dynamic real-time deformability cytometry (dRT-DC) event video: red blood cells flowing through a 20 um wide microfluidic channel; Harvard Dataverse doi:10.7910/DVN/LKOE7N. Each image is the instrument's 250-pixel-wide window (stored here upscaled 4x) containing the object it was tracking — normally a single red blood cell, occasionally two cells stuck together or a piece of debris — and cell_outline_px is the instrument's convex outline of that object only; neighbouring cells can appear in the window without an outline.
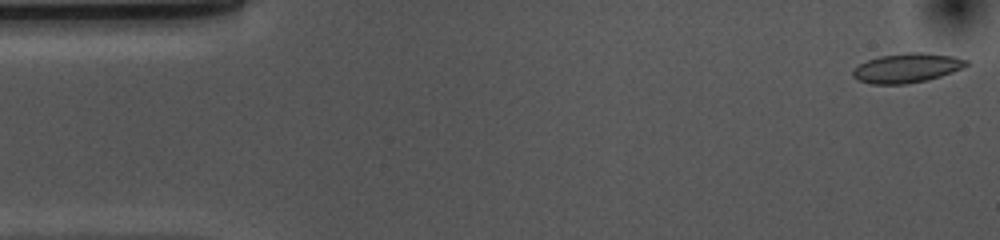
{"species": "common noctule bat (a hibernating species)", "species_latin": "Nyctalus noctula", "temperature_condition": "cold", "stored_images_in_passage": 53, "camera_frame_rate_fps": 3000, "um_per_image_px": 0.085, "animal": {"sex": "female", "body_mass_g": 10.0, "forearm_length_mm": 53.1}, "frame": {"image": 1, "passage_image": 1, "time_ms": 0.0, "image_size_px": [1000, 240], "cell_outline_px": [[968, 64], [964, 68], [940, 76], [924, 80], [904, 84], [872, 84], [860, 80], [852, 76], [852, 72], [860, 64], [868, 60], [880, 56], [908, 52], [924, 52], [952, 56], [968, 60]], "centroid_in_image_um": [77.11, 5.77], "position_along_channel_um": 7.9, "area_um2": 19.19}}
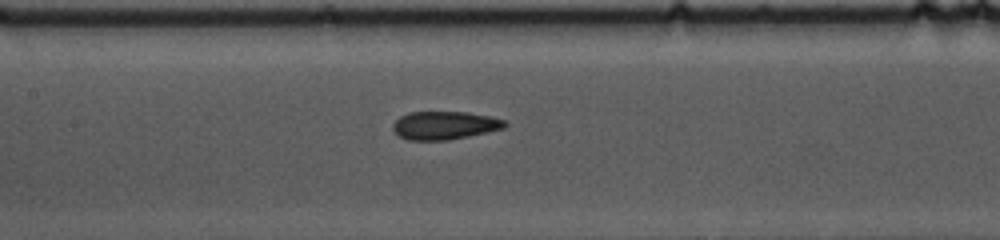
{"frame": {"image": 2, "passage_image": 23, "time_ms": 7.333, "image_size_px": [1000, 240], "cell_outline_px": [[508, 124], [504, 128], [488, 132], [448, 140], [408, 140], [400, 136], [392, 128], [392, 124], [400, 116], [408, 112], [468, 112], [492, 116], [504, 120]], "centroid_in_image_um": [37.8, 10.65], "position_along_channel_um": 169.6, "area_um2": 18.44}}
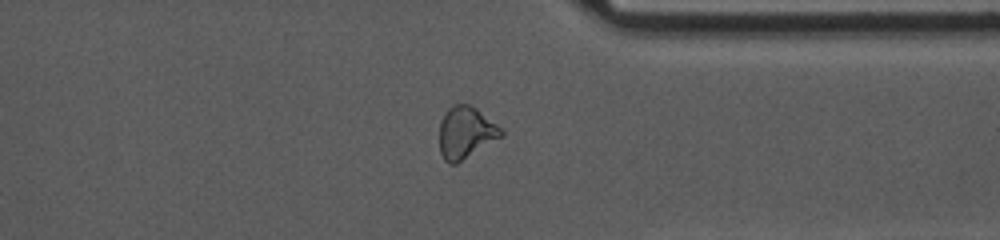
{"frame": {"image": 3, "passage_image": 40, "time_ms": 13.0, "image_size_px": [1000, 240], "cell_outline_px": [[504, 136], [456, 164], [448, 164], [444, 160], [440, 152], [440, 120], [444, 112], [452, 104], [468, 104], [476, 108], [504, 128]], "centroid_in_image_um": [39.61, 11.26], "position_along_channel_um": 371.8, "area_um2": 19.07}, "authors_computed_cell_mechanics": {"area_um2": 19.0162, "velocity_mm_per_s": 3.6725, "shape_relaxation_time_tau1_ms": 9.4951, "shape_relaxation_time_tau2_ms": 2.9131, "deformation_change_tau1": 0.167, "deformation_change_tau2": 0.0918}}